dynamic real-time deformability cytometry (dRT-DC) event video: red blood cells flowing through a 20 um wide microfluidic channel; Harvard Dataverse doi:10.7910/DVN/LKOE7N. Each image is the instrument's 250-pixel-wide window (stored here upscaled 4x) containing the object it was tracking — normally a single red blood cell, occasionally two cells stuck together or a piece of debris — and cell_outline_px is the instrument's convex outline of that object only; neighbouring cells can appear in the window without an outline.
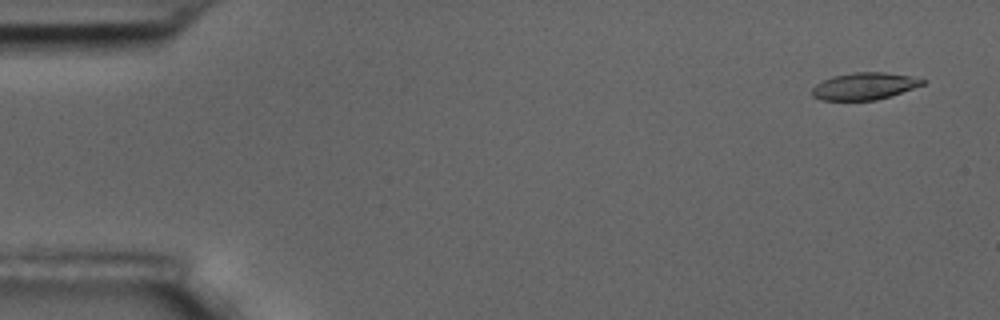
{"species": "common noctule bat (a hibernating species)", "species_latin": "Nyctalus noctula", "temperature_condition": "room temperature", "stored_images_in_passage": 5, "camera_frame_rate_fps": 3000, "um_per_image_px": 0.085, "animal": {"sex": "male", "body_mass_g": 17.5, "forearm_length_mm": 52.3}, "frame": {"image": 1, "passage_image": 1, "time_ms": 0.0, "image_size_px": [1000, 320], "cell_outline_px": [[928, 80], [924, 84], [892, 96], [876, 100], [820, 100], [812, 96], [812, 88], [816, 84], [832, 76], [852, 72], [884, 72], [908, 76]], "centroid_in_image_um": [73.47, 7.32], "position_along_channel_um": 11.5, "area_um2": 17.46}}
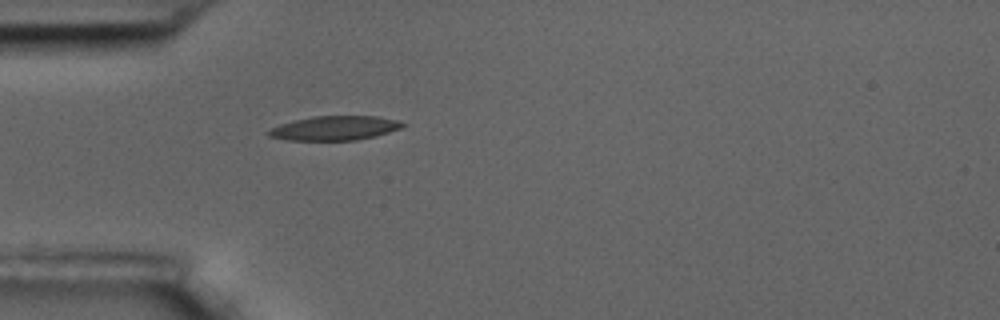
{"frame": {"image": 2, "passage_image": 5, "time_ms": 1.333, "image_size_px": [1000, 320], "cell_outline_px": [[408, 124], [400, 128], [376, 136], [356, 140], [288, 140], [268, 136], [264, 132], [280, 124], [312, 116], [376, 116], [396, 120]], "centroid_in_image_um": [28.43, 10.89], "position_along_channel_um": 56.6, "area_um2": 18.9}}